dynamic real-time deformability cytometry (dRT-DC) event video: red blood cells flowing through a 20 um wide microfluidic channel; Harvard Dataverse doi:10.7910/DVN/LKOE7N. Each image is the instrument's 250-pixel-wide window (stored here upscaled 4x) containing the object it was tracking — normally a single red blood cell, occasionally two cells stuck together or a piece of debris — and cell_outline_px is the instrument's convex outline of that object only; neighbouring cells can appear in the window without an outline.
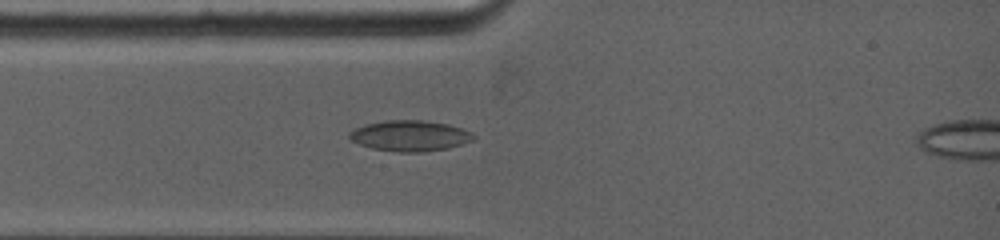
{"species": "common noctule bat (a hibernating species)", "species_latin": "Nyctalus noctula", "temperature_condition": "warm", "stored_images_in_passage": 24, "camera_frame_rate_fps": 5000, "um_per_image_px": 0.085, "animal": {"sex": "female", "body_mass_g": 19.0, "forearm_length_mm": 53.3}, "frame": {"image": 1, "passage_image": 14, "time_ms": 2.0, "image_size_px": [1000, 240], "cell_outline_px": [[476, 140], [448, 148], [420, 152], [396, 152], [372, 148], [360, 144], [352, 140], [348, 136], [348, 132], [364, 124], [388, 120], [420, 120], [448, 124], [472, 132], [476, 136]], "centroid_in_image_um": [34.86, 11.54], "position_along_channel_um": 50.1, "area_um2": 22.25}}
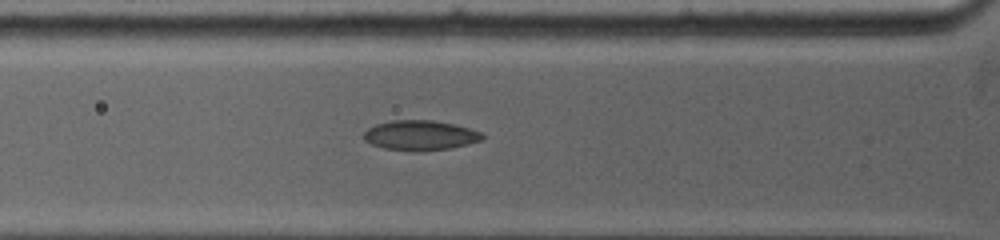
{"frame": {"image": 2, "passage_image": 21, "time_ms": 3.0, "image_size_px": [1000, 240], "cell_outline_px": [[484, 140], [468, 144], [448, 148], [416, 152], [384, 148], [372, 144], [364, 140], [364, 132], [368, 128], [376, 124], [392, 120], [432, 120], [452, 124], [468, 128], [480, 132], [484, 136]], "centroid_in_image_um": [35.71, 11.51], "position_along_channel_um": 90.1, "area_um2": 20.58}}